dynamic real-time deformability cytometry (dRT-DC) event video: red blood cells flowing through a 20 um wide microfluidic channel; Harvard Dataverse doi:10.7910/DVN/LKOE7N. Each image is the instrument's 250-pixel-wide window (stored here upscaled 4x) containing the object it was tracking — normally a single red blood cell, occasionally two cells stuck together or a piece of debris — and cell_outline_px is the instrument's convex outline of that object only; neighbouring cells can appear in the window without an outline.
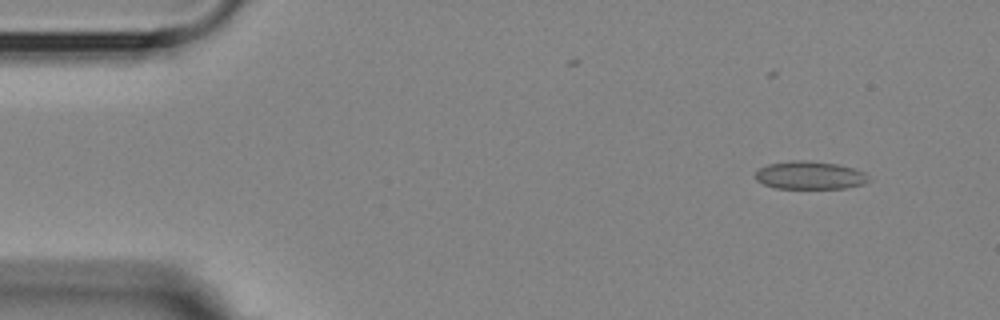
{"species": "Egyptian fruit bat (a non-hibernating species)", "species_latin": "Rousettus aegyptiacus", "temperature_condition": "room temperature", "stored_images_in_passage": 4, "camera_frame_rate_fps": 3000, "um_per_image_px": 0.085, "animal": {"sex": "female"}, "frame": {"image": 1, "passage_image": 1, "time_ms": 0.0, "image_size_px": [1000, 320], "cell_outline_px": [[868, 180], [864, 184], [844, 188], [776, 188], [764, 184], [756, 180], [756, 172], [760, 168], [768, 164], [792, 160], [800, 160], [836, 164], [852, 168], [864, 172]], "centroid_in_image_um": [68.8, 14.9], "position_along_channel_um": 16.2, "area_um2": 18.15}}
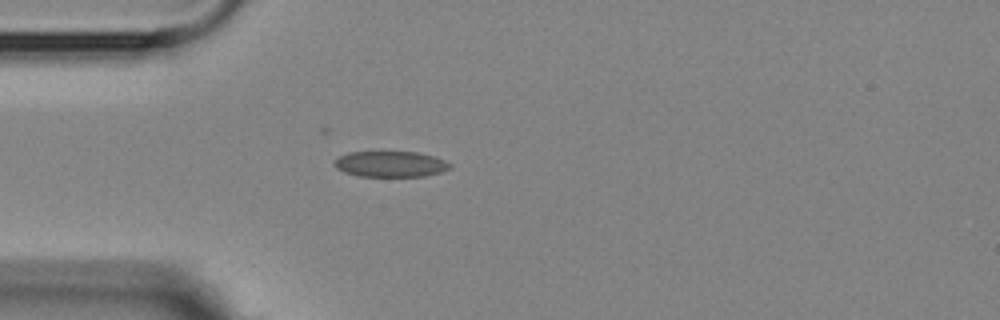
{"frame": {"image": 2, "passage_image": 4, "time_ms": 3.333, "image_size_px": [1000, 320], "cell_outline_px": [[452, 168], [440, 172], [424, 176], [360, 176], [344, 172], [336, 168], [332, 164], [340, 156], [348, 152], [416, 152], [436, 156], [452, 164]], "centroid_in_image_um": [33.21, 13.94], "position_along_channel_um": 51.8, "area_um2": 17.4}}